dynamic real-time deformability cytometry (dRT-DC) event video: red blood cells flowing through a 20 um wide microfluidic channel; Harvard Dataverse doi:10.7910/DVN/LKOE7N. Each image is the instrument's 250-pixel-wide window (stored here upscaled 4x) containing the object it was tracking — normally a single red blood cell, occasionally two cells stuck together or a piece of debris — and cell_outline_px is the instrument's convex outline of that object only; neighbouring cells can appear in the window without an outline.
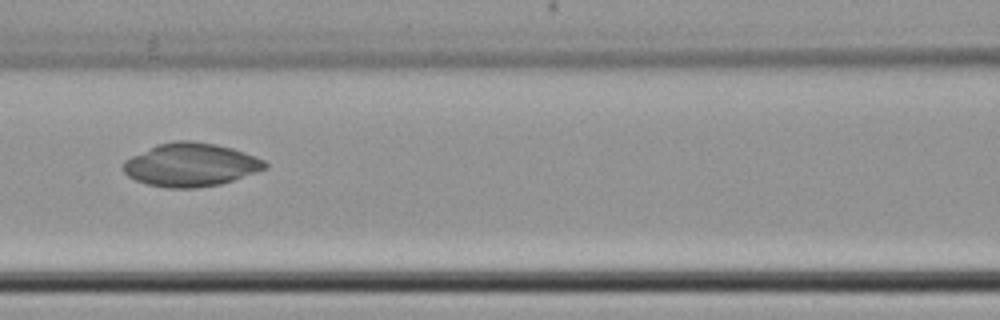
{"species": "common noctule bat (a hibernating species)", "species_latin": "Nyctalus noctula", "temperature_condition": "cold", "stored_images_in_passage": 5, "camera_frame_rate_fps": 3000, "um_per_image_px": 0.085, "animal": {"sex": "female", "body_mass_g": 22.7, "forearm_length_mm": 54.2}, "frame": {"image": 1, "passage_image": 5, "time_ms": 4.667, "image_size_px": [1000, 320], "cell_outline_px": [[268, 168], [220, 184], [196, 188], [168, 188], [148, 184], [136, 180], [128, 176], [124, 172], [124, 160], [156, 144], [176, 140], [192, 140], [216, 144], [232, 148], [256, 156], [264, 160], [268, 164]], "centroid_in_image_um": [16.22, 13.99], "position_along_channel_um": 150.4, "area_um2": 35.78}}